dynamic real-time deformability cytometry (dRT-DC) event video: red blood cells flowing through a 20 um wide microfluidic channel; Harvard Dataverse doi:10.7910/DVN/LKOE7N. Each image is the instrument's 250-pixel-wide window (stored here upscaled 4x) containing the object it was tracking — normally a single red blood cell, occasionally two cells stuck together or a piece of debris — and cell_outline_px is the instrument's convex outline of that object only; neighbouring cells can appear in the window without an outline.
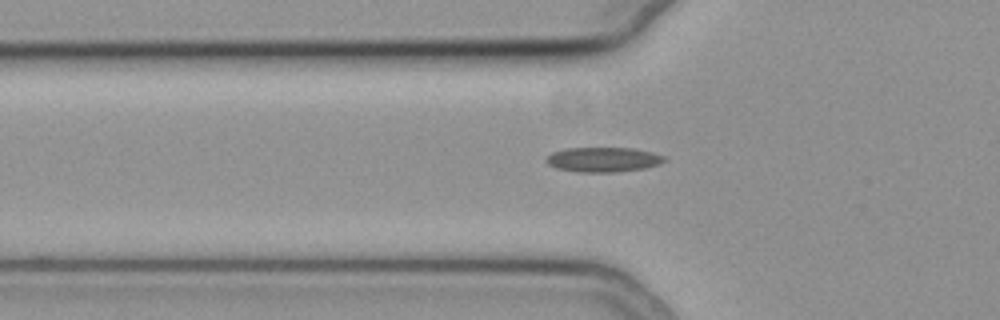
{"species": "common noctule bat (a hibernating species)", "species_latin": "Nyctalus noctula", "temperature_condition": "cold", "stored_images_in_passage": 55, "camera_frame_rate_fps": 3000, "um_per_image_px": 0.085, "animal": {"sex": "female", "body_mass_g": 19.3, "forearm_length_mm": 54.1}, "frame": {"image": 1, "passage_image": 19, "time_ms": 6.0, "image_size_px": [1000, 320], "cell_outline_px": [[668, 160], [660, 164], [644, 168], [616, 172], [580, 172], [556, 168], [548, 164], [544, 160], [552, 152], [564, 148], [632, 148], [652, 152], [664, 156]], "centroid_in_image_um": [51.27, 13.56], "position_along_channel_um": 74.5, "area_um2": 17.11}}
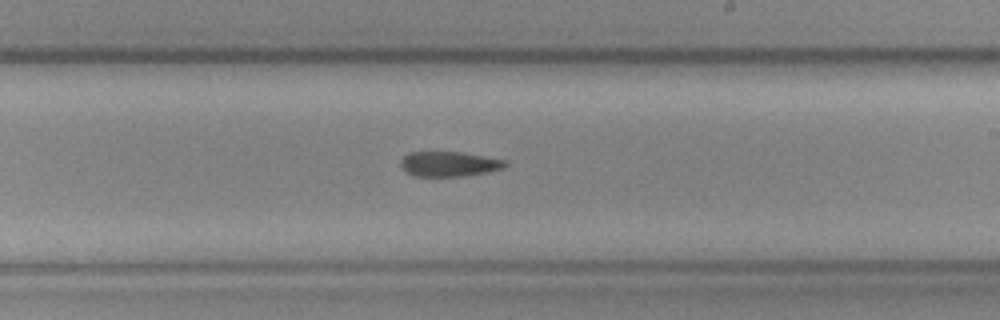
{"frame": {"image": 2, "passage_image": 33, "time_ms": 10.667, "image_size_px": [1000, 320], "cell_outline_px": [[508, 164], [504, 168], [488, 172], [464, 176], [412, 176], [404, 172], [400, 164], [400, 160], [408, 152], [460, 152], [508, 160]], "centroid_in_image_um": [38.17, 13.94], "position_along_channel_um": 250.8, "area_um2": 15.43}}
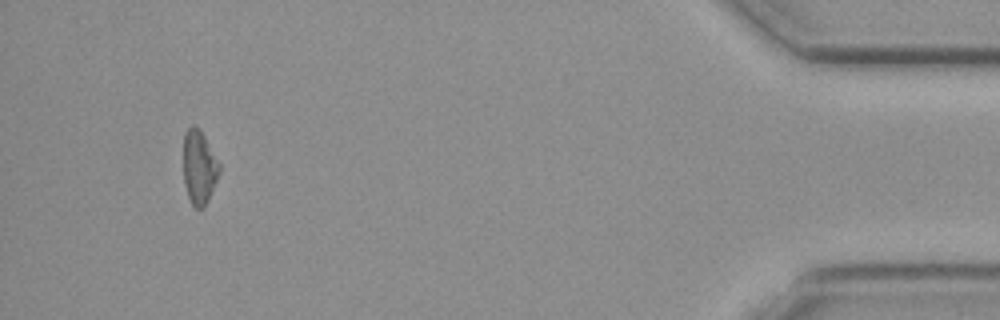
{"frame": {"image": 3, "passage_image": 52, "time_ms": 17.0, "image_size_px": [1000, 320], "cell_outline_px": [[220, 168], [216, 180], [204, 204], [200, 208], [196, 208], [192, 204], [188, 196], [184, 184], [184, 132], [192, 124], [200, 128], [220, 164]], "centroid_in_image_um": [16.9, 14.14], "position_along_channel_um": 418.3, "area_um2": 15.09}}